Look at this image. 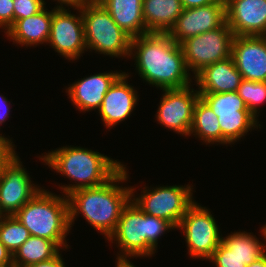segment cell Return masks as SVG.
I'll list each match as a JSON object with an SVG mask.
<instances>
[{
	"mask_svg": "<svg viewBox=\"0 0 266 267\" xmlns=\"http://www.w3.org/2000/svg\"><path fill=\"white\" fill-rule=\"evenodd\" d=\"M225 23V0H221L205 6L183 9L168 34L175 42L181 44L188 38L219 28Z\"/></svg>",
	"mask_w": 266,
	"mask_h": 267,
	"instance_id": "cell-14",
	"label": "cell"
},
{
	"mask_svg": "<svg viewBox=\"0 0 266 267\" xmlns=\"http://www.w3.org/2000/svg\"><path fill=\"white\" fill-rule=\"evenodd\" d=\"M191 134L196 135L206 144L214 142V144L216 142L221 144V127L218 116L201 97L198 98L194 107L189 136Z\"/></svg>",
	"mask_w": 266,
	"mask_h": 267,
	"instance_id": "cell-24",
	"label": "cell"
},
{
	"mask_svg": "<svg viewBox=\"0 0 266 267\" xmlns=\"http://www.w3.org/2000/svg\"><path fill=\"white\" fill-rule=\"evenodd\" d=\"M128 73L122 74L114 81L104 96L98 109L100 117L108 128L127 120L137 104L138 95L132 85L128 84Z\"/></svg>",
	"mask_w": 266,
	"mask_h": 267,
	"instance_id": "cell-17",
	"label": "cell"
},
{
	"mask_svg": "<svg viewBox=\"0 0 266 267\" xmlns=\"http://www.w3.org/2000/svg\"><path fill=\"white\" fill-rule=\"evenodd\" d=\"M14 23L17 20L36 15L45 8V0H13Z\"/></svg>",
	"mask_w": 266,
	"mask_h": 267,
	"instance_id": "cell-29",
	"label": "cell"
},
{
	"mask_svg": "<svg viewBox=\"0 0 266 267\" xmlns=\"http://www.w3.org/2000/svg\"><path fill=\"white\" fill-rule=\"evenodd\" d=\"M125 165L102 185L71 192L68 197L69 224L82 214L94 229L108 239L115 231L123 208L131 200V187L119 186L127 181Z\"/></svg>",
	"mask_w": 266,
	"mask_h": 267,
	"instance_id": "cell-2",
	"label": "cell"
},
{
	"mask_svg": "<svg viewBox=\"0 0 266 267\" xmlns=\"http://www.w3.org/2000/svg\"><path fill=\"white\" fill-rule=\"evenodd\" d=\"M236 92L247 109L257 118L260 104L266 102V82L242 79Z\"/></svg>",
	"mask_w": 266,
	"mask_h": 267,
	"instance_id": "cell-27",
	"label": "cell"
},
{
	"mask_svg": "<svg viewBox=\"0 0 266 267\" xmlns=\"http://www.w3.org/2000/svg\"><path fill=\"white\" fill-rule=\"evenodd\" d=\"M121 74V72L112 71L84 77L70 84L66 93L79 111L98 110L105 94Z\"/></svg>",
	"mask_w": 266,
	"mask_h": 267,
	"instance_id": "cell-18",
	"label": "cell"
},
{
	"mask_svg": "<svg viewBox=\"0 0 266 267\" xmlns=\"http://www.w3.org/2000/svg\"><path fill=\"white\" fill-rule=\"evenodd\" d=\"M247 267H266V254L258 260L252 262L250 265H247Z\"/></svg>",
	"mask_w": 266,
	"mask_h": 267,
	"instance_id": "cell-38",
	"label": "cell"
},
{
	"mask_svg": "<svg viewBox=\"0 0 266 267\" xmlns=\"http://www.w3.org/2000/svg\"><path fill=\"white\" fill-rule=\"evenodd\" d=\"M30 179L16 154L0 168V216H14L41 191Z\"/></svg>",
	"mask_w": 266,
	"mask_h": 267,
	"instance_id": "cell-11",
	"label": "cell"
},
{
	"mask_svg": "<svg viewBox=\"0 0 266 267\" xmlns=\"http://www.w3.org/2000/svg\"><path fill=\"white\" fill-rule=\"evenodd\" d=\"M115 23L131 38L148 34L143 20V0H98Z\"/></svg>",
	"mask_w": 266,
	"mask_h": 267,
	"instance_id": "cell-21",
	"label": "cell"
},
{
	"mask_svg": "<svg viewBox=\"0 0 266 267\" xmlns=\"http://www.w3.org/2000/svg\"><path fill=\"white\" fill-rule=\"evenodd\" d=\"M222 242L246 265H250L266 254V245L256 236L245 231L233 232L226 238L222 237Z\"/></svg>",
	"mask_w": 266,
	"mask_h": 267,
	"instance_id": "cell-25",
	"label": "cell"
},
{
	"mask_svg": "<svg viewBox=\"0 0 266 267\" xmlns=\"http://www.w3.org/2000/svg\"><path fill=\"white\" fill-rule=\"evenodd\" d=\"M233 38V31L226 22L219 28L183 41L180 46L188 71L195 76L205 66L230 57Z\"/></svg>",
	"mask_w": 266,
	"mask_h": 267,
	"instance_id": "cell-9",
	"label": "cell"
},
{
	"mask_svg": "<svg viewBox=\"0 0 266 267\" xmlns=\"http://www.w3.org/2000/svg\"><path fill=\"white\" fill-rule=\"evenodd\" d=\"M183 9L180 0H143V20L148 33H169Z\"/></svg>",
	"mask_w": 266,
	"mask_h": 267,
	"instance_id": "cell-22",
	"label": "cell"
},
{
	"mask_svg": "<svg viewBox=\"0 0 266 267\" xmlns=\"http://www.w3.org/2000/svg\"><path fill=\"white\" fill-rule=\"evenodd\" d=\"M64 263L65 262L63 261L61 254H58L57 256L48 261L35 263L27 267H66Z\"/></svg>",
	"mask_w": 266,
	"mask_h": 267,
	"instance_id": "cell-32",
	"label": "cell"
},
{
	"mask_svg": "<svg viewBox=\"0 0 266 267\" xmlns=\"http://www.w3.org/2000/svg\"><path fill=\"white\" fill-rule=\"evenodd\" d=\"M89 1L90 0H57L58 4L60 5H57L56 8H64L63 6H70L71 8L73 7V9L76 10L78 8H81L85 3Z\"/></svg>",
	"mask_w": 266,
	"mask_h": 267,
	"instance_id": "cell-36",
	"label": "cell"
},
{
	"mask_svg": "<svg viewBox=\"0 0 266 267\" xmlns=\"http://www.w3.org/2000/svg\"><path fill=\"white\" fill-rule=\"evenodd\" d=\"M87 49L112 58L130 57L131 37L112 19L98 0L81 7Z\"/></svg>",
	"mask_w": 266,
	"mask_h": 267,
	"instance_id": "cell-6",
	"label": "cell"
},
{
	"mask_svg": "<svg viewBox=\"0 0 266 267\" xmlns=\"http://www.w3.org/2000/svg\"><path fill=\"white\" fill-rule=\"evenodd\" d=\"M128 257H117V261H116V267H135L133 265V263H131L129 261V259H127Z\"/></svg>",
	"mask_w": 266,
	"mask_h": 267,
	"instance_id": "cell-37",
	"label": "cell"
},
{
	"mask_svg": "<svg viewBox=\"0 0 266 267\" xmlns=\"http://www.w3.org/2000/svg\"><path fill=\"white\" fill-rule=\"evenodd\" d=\"M14 217L25 226L31 236L49 239L60 248H68L65 237L71 228L66 195L58 196L42 188Z\"/></svg>",
	"mask_w": 266,
	"mask_h": 267,
	"instance_id": "cell-5",
	"label": "cell"
},
{
	"mask_svg": "<svg viewBox=\"0 0 266 267\" xmlns=\"http://www.w3.org/2000/svg\"><path fill=\"white\" fill-rule=\"evenodd\" d=\"M194 77L199 93L236 92L242 80L231 56L205 66Z\"/></svg>",
	"mask_w": 266,
	"mask_h": 267,
	"instance_id": "cell-19",
	"label": "cell"
},
{
	"mask_svg": "<svg viewBox=\"0 0 266 267\" xmlns=\"http://www.w3.org/2000/svg\"><path fill=\"white\" fill-rule=\"evenodd\" d=\"M262 234V236L264 237L265 241H266V225H264L262 228H261V231H260Z\"/></svg>",
	"mask_w": 266,
	"mask_h": 267,
	"instance_id": "cell-39",
	"label": "cell"
},
{
	"mask_svg": "<svg viewBox=\"0 0 266 267\" xmlns=\"http://www.w3.org/2000/svg\"><path fill=\"white\" fill-rule=\"evenodd\" d=\"M65 8L54 7L47 44L65 59L76 60L87 51L81 8L79 16Z\"/></svg>",
	"mask_w": 266,
	"mask_h": 267,
	"instance_id": "cell-12",
	"label": "cell"
},
{
	"mask_svg": "<svg viewBox=\"0 0 266 267\" xmlns=\"http://www.w3.org/2000/svg\"><path fill=\"white\" fill-rule=\"evenodd\" d=\"M40 159L52 170L75 181L76 184L60 186L66 196L79 189L104 184L124 166L104 154L80 146L51 150Z\"/></svg>",
	"mask_w": 266,
	"mask_h": 267,
	"instance_id": "cell-3",
	"label": "cell"
},
{
	"mask_svg": "<svg viewBox=\"0 0 266 267\" xmlns=\"http://www.w3.org/2000/svg\"><path fill=\"white\" fill-rule=\"evenodd\" d=\"M14 24L13 0H0V27L7 30Z\"/></svg>",
	"mask_w": 266,
	"mask_h": 267,
	"instance_id": "cell-30",
	"label": "cell"
},
{
	"mask_svg": "<svg viewBox=\"0 0 266 267\" xmlns=\"http://www.w3.org/2000/svg\"><path fill=\"white\" fill-rule=\"evenodd\" d=\"M8 99L6 97L0 95V125L6 121V119L9 117V112H10V103H8ZM5 109V110H4Z\"/></svg>",
	"mask_w": 266,
	"mask_h": 267,
	"instance_id": "cell-35",
	"label": "cell"
},
{
	"mask_svg": "<svg viewBox=\"0 0 266 267\" xmlns=\"http://www.w3.org/2000/svg\"><path fill=\"white\" fill-rule=\"evenodd\" d=\"M173 228L175 230L167 220L143 213L130 200L121 212L115 231L107 240L118 243V249H121L119 257H149L156 252L158 238Z\"/></svg>",
	"mask_w": 266,
	"mask_h": 267,
	"instance_id": "cell-4",
	"label": "cell"
},
{
	"mask_svg": "<svg viewBox=\"0 0 266 267\" xmlns=\"http://www.w3.org/2000/svg\"><path fill=\"white\" fill-rule=\"evenodd\" d=\"M218 227L210 210L194 202L180 220L177 229L183 231L189 255L208 260L222 241Z\"/></svg>",
	"mask_w": 266,
	"mask_h": 267,
	"instance_id": "cell-10",
	"label": "cell"
},
{
	"mask_svg": "<svg viewBox=\"0 0 266 267\" xmlns=\"http://www.w3.org/2000/svg\"><path fill=\"white\" fill-rule=\"evenodd\" d=\"M29 237V231L14 216H0V241L12 255Z\"/></svg>",
	"mask_w": 266,
	"mask_h": 267,
	"instance_id": "cell-26",
	"label": "cell"
},
{
	"mask_svg": "<svg viewBox=\"0 0 266 267\" xmlns=\"http://www.w3.org/2000/svg\"><path fill=\"white\" fill-rule=\"evenodd\" d=\"M199 95L218 116L221 144L237 142L241 137H245L247 132L261 126L237 92L199 93Z\"/></svg>",
	"mask_w": 266,
	"mask_h": 267,
	"instance_id": "cell-7",
	"label": "cell"
},
{
	"mask_svg": "<svg viewBox=\"0 0 266 267\" xmlns=\"http://www.w3.org/2000/svg\"><path fill=\"white\" fill-rule=\"evenodd\" d=\"M59 248L54 241L30 235L13 255V264L17 267H27L48 261L60 253Z\"/></svg>",
	"mask_w": 266,
	"mask_h": 267,
	"instance_id": "cell-23",
	"label": "cell"
},
{
	"mask_svg": "<svg viewBox=\"0 0 266 267\" xmlns=\"http://www.w3.org/2000/svg\"><path fill=\"white\" fill-rule=\"evenodd\" d=\"M226 22L234 36L266 33V0H225Z\"/></svg>",
	"mask_w": 266,
	"mask_h": 267,
	"instance_id": "cell-16",
	"label": "cell"
},
{
	"mask_svg": "<svg viewBox=\"0 0 266 267\" xmlns=\"http://www.w3.org/2000/svg\"><path fill=\"white\" fill-rule=\"evenodd\" d=\"M261 36H262L263 40H264L265 43H266V33H265V34H262Z\"/></svg>",
	"mask_w": 266,
	"mask_h": 267,
	"instance_id": "cell-40",
	"label": "cell"
},
{
	"mask_svg": "<svg viewBox=\"0 0 266 267\" xmlns=\"http://www.w3.org/2000/svg\"><path fill=\"white\" fill-rule=\"evenodd\" d=\"M7 267H17L16 265H14V264H12V265H10V266H7Z\"/></svg>",
	"mask_w": 266,
	"mask_h": 267,
	"instance_id": "cell-41",
	"label": "cell"
},
{
	"mask_svg": "<svg viewBox=\"0 0 266 267\" xmlns=\"http://www.w3.org/2000/svg\"><path fill=\"white\" fill-rule=\"evenodd\" d=\"M12 140L0 134V168L8 162L16 153Z\"/></svg>",
	"mask_w": 266,
	"mask_h": 267,
	"instance_id": "cell-31",
	"label": "cell"
},
{
	"mask_svg": "<svg viewBox=\"0 0 266 267\" xmlns=\"http://www.w3.org/2000/svg\"><path fill=\"white\" fill-rule=\"evenodd\" d=\"M131 55L138 75L149 85L161 90L191 85L182 48L168 33H148L132 38Z\"/></svg>",
	"mask_w": 266,
	"mask_h": 267,
	"instance_id": "cell-1",
	"label": "cell"
},
{
	"mask_svg": "<svg viewBox=\"0 0 266 267\" xmlns=\"http://www.w3.org/2000/svg\"><path fill=\"white\" fill-rule=\"evenodd\" d=\"M13 264V255L8 251L4 244L0 241V265L7 267Z\"/></svg>",
	"mask_w": 266,
	"mask_h": 267,
	"instance_id": "cell-33",
	"label": "cell"
},
{
	"mask_svg": "<svg viewBox=\"0 0 266 267\" xmlns=\"http://www.w3.org/2000/svg\"><path fill=\"white\" fill-rule=\"evenodd\" d=\"M231 57L242 79L266 82V43L262 36H234Z\"/></svg>",
	"mask_w": 266,
	"mask_h": 267,
	"instance_id": "cell-15",
	"label": "cell"
},
{
	"mask_svg": "<svg viewBox=\"0 0 266 267\" xmlns=\"http://www.w3.org/2000/svg\"><path fill=\"white\" fill-rule=\"evenodd\" d=\"M164 94L156 113L160 125L178 134L189 136L195 104L200 97L191 86L181 89H162Z\"/></svg>",
	"mask_w": 266,
	"mask_h": 267,
	"instance_id": "cell-13",
	"label": "cell"
},
{
	"mask_svg": "<svg viewBox=\"0 0 266 267\" xmlns=\"http://www.w3.org/2000/svg\"><path fill=\"white\" fill-rule=\"evenodd\" d=\"M208 260L214 263L216 267H247L244 261L222 241Z\"/></svg>",
	"mask_w": 266,
	"mask_h": 267,
	"instance_id": "cell-28",
	"label": "cell"
},
{
	"mask_svg": "<svg viewBox=\"0 0 266 267\" xmlns=\"http://www.w3.org/2000/svg\"><path fill=\"white\" fill-rule=\"evenodd\" d=\"M182 2L183 8H195L200 6H205L211 3H216L221 0H180Z\"/></svg>",
	"mask_w": 266,
	"mask_h": 267,
	"instance_id": "cell-34",
	"label": "cell"
},
{
	"mask_svg": "<svg viewBox=\"0 0 266 267\" xmlns=\"http://www.w3.org/2000/svg\"><path fill=\"white\" fill-rule=\"evenodd\" d=\"M145 189L135 197V188L131 187V200L145 214L159 217L170 222L175 229L185 215L187 209L195 202L192 186H159L151 190ZM134 197V198H133Z\"/></svg>",
	"mask_w": 266,
	"mask_h": 267,
	"instance_id": "cell-8",
	"label": "cell"
},
{
	"mask_svg": "<svg viewBox=\"0 0 266 267\" xmlns=\"http://www.w3.org/2000/svg\"><path fill=\"white\" fill-rule=\"evenodd\" d=\"M44 8L36 15L17 20L5 32L10 40L22 46H33L48 42L53 9Z\"/></svg>",
	"mask_w": 266,
	"mask_h": 267,
	"instance_id": "cell-20",
	"label": "cell"
}]
</instances>
